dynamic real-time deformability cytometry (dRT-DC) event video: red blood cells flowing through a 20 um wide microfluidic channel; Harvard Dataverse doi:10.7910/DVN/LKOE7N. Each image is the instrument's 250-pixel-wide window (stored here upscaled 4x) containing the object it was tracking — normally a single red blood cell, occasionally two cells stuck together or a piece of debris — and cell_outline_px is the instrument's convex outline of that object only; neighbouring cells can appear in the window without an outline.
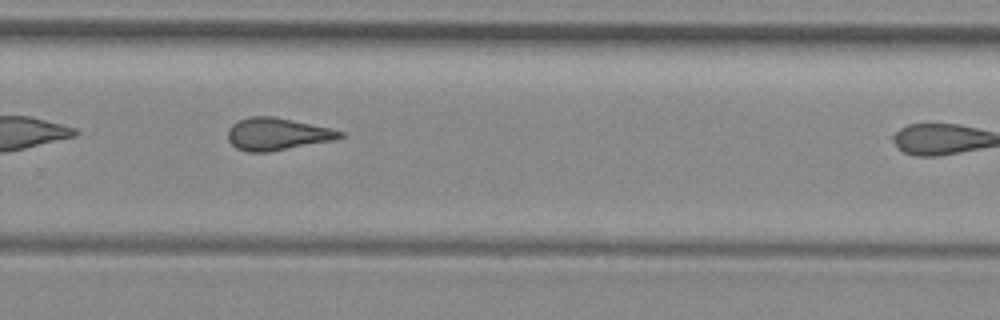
{"species": "common noctule bat (a hibernating species)", "species_latin": "Nyctalus noctula", "temperature_condition": "room temperature", "stored_images_in_passage": 26, "camera_frame_rate_fps": 3000, "um_per_image_px": 0.085, "animal": {"sex": "female", "body_mass_g": 29.2, "forearm_length_mm": 56.3}, "frame": {"image": 1, "passage_image": 19, "time_ms": 6.0, "image_size_px": [1000, 320], "cell_outline_px": [[344, 136], [336, 140], [268, 152], [248, 152], [236, 148], [228, 140], [228, 128], [232, 124], [240, 120], [252, 116], [272, 116], [332, 128], [344, 132]], "centroid_in_image_um": [23.58, 11.4], "position_along_channel_um": 306.2, "area_um2": 21.15}}
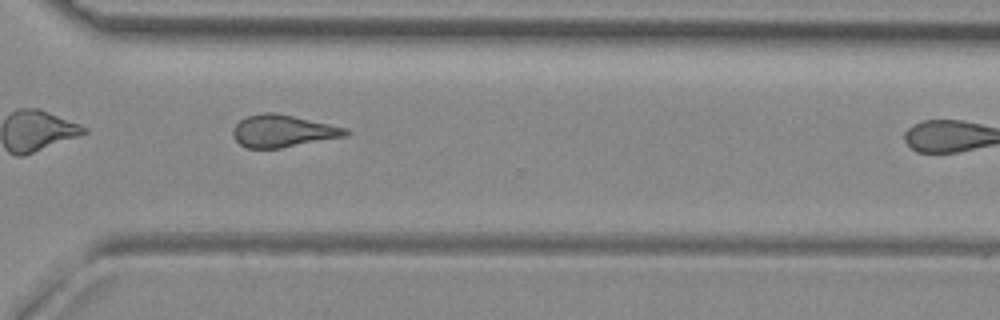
{"frame": {"image": 2, "passage_image": 22, "time_ms": 7.0, "image_size_px": [1000, 320], "cell_outline_px": [[352, 132], [348, 136], [280, 148], [244, 148], [232, 136], [232, 128], [244, 116], [264, 112], [276, 112], [348, 128]], "centroid_in_image_um": [24.04, 11.13], "position_along_channel_um": 346.6, "area_um2": 21.5}}